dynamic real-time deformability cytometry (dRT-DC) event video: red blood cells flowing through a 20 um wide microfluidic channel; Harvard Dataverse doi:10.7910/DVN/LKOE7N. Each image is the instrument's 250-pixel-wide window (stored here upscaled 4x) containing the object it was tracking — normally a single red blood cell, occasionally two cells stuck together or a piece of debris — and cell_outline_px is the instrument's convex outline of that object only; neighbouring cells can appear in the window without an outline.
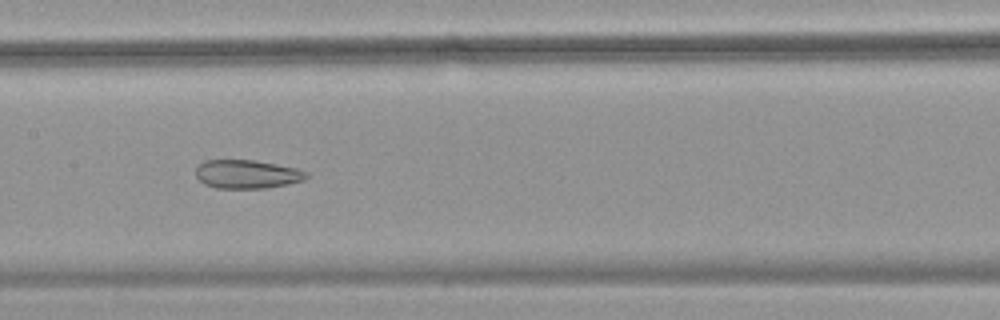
{"species": "common noctule bat (a hibernating species)", "species_latin": "Nyctalus noctula", "temperature_condition": "warm", "stored_images_in_passage": 54, "camera_frame_rate_fps": 3000, "um_per_image_px": 0.085, "animal": {"sex": "female", "body_mass_g": 18.4}, "frame": {"image": 1, "passage_image": 28, "time_ms": 9.0, "image_size_px": [1000, 320], "cell_outline_px": [[308, 176], [304, 180], [288, 184], [264, 188], [216, 188], [204, 184], [196, 176], [196, 168], [204, 160], [256, 160], [296, 168], [308, 172]], "centroid_in_image_um": [21.0, 14.8], "position_along_channel_um": 186.4, "area_um2": 18.44}}
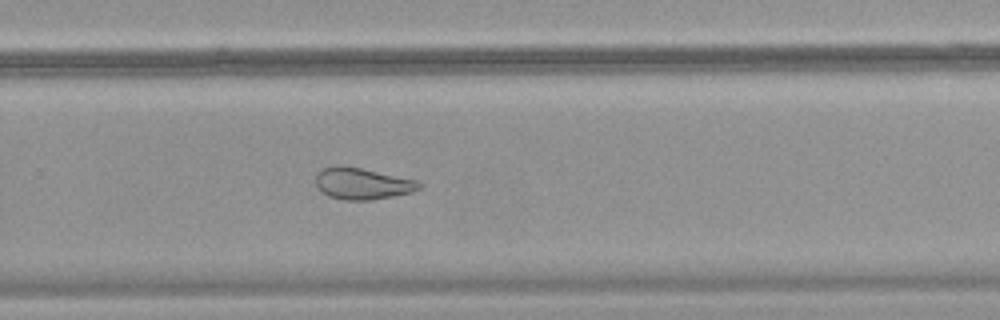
{"frame": {"image": 2, "passage_image": 37, "time_ms": 12.0, "image_size_px": [1000, 320], "cell_outline_px": [[424, 184], [420, 188], [412, 192], [392, 196], [368, 200], [344, 200], [328, 196], [320, 192], [316, 188], [316, 172], [320, 168], [336, 164], [340, 164], [420, 180]], "centroid_in_image_um": [30.76, 15.58], "position_along_channel_um": 299.0, "area_um2": 19.48}}
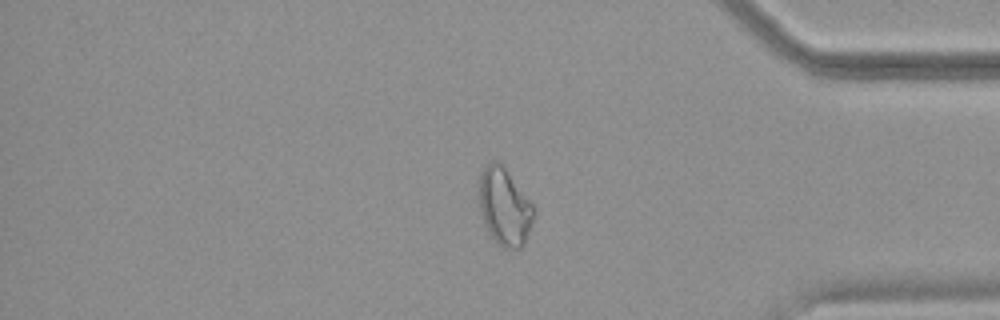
{"frame": {"image": 3, "passage_image": 46, "time_ms": 15.0, "image_size_px": [1000, 320], "cell_outline_px": [[536, 212], [524, 244], [520, 248], [504, 248], [488, 232], [484, 224], [480, 212], [480, 172], [484, 164], [492, 160], [496, 160], [504, 168], [536, 208]], "centroid_in_image_um": [42.88, 17.56], "position_along_channel_um": 392.3, "area_um2": 24.39}, "authors_computed_cell_mechanics": {"area_um2": 25.432, "velocity_mm_per_s": 3.7623, "shape_relaxation_time_tau1_ms": null, "shape_relaxation_time_tau2_ms": 2.4356, "deformation_change_tau1": null, "deformation_change_tau2": 0.1049}}